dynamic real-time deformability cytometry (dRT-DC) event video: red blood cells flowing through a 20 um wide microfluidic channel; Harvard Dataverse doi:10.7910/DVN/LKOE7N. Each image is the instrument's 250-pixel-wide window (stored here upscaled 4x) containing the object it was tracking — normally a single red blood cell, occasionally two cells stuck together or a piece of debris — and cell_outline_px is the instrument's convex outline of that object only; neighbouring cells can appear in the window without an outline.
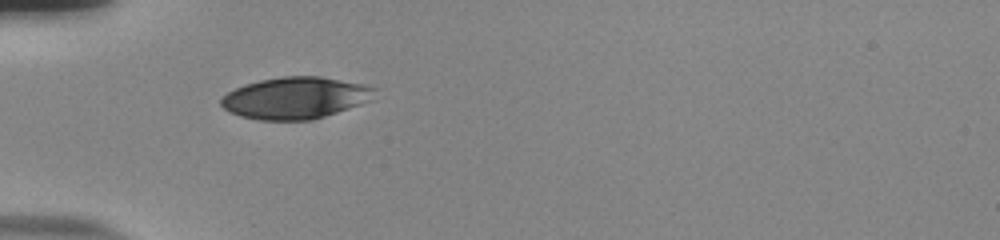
{"species": "human", "species_latin": "Homo sapiens", "temperature_condition": "room temperature", "stored_images_in_passage": 37, "camera_frame_rate_fps": 3000, "um_per_image_px": 0.085, "donor": {"sex": "male"}, "frame": {"image": 1, "passage_image": 1, "time_ms": 0.0, "image_size_px": [1000, 240], "cell_outline_px": [[380, 88], [368, 100], [360, 104], [312, 120], [260, 120], [240, 116], [228, 112], [220, 104], [220, 100], [228, 92], [244, 84], [260, 80], [284, 76], [320, 76], [364, 84]], "centroid_in_image_um": [25.1, 8.32], "position_along_channel_um": 59.9, "area_um2": 37.28}}
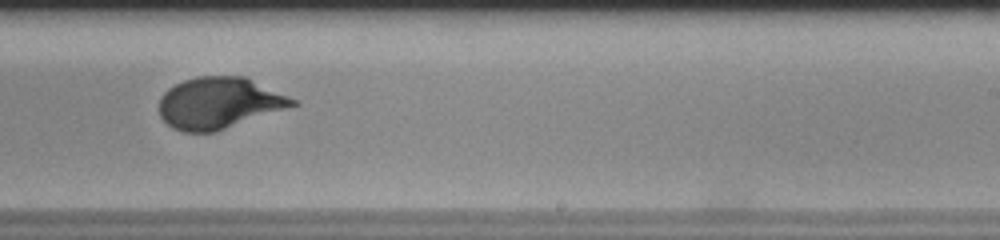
{"frame": {"image": 2, "passage_image": 18, "time_ms": 5.667, "image_size_px": [1000, 240], "cell_outline_px": [[300, 104], [216, 132], [184, 132], [172, 128], [160, 116], [160, 96], [168, 88], [184, 80], [196, 76], [244, 76], [288, 96], [296, 100]], "centroid_in_image_um": [18.61, 8.76], "position_along_channel_um": 270.4, "area_um2": 39.88}}
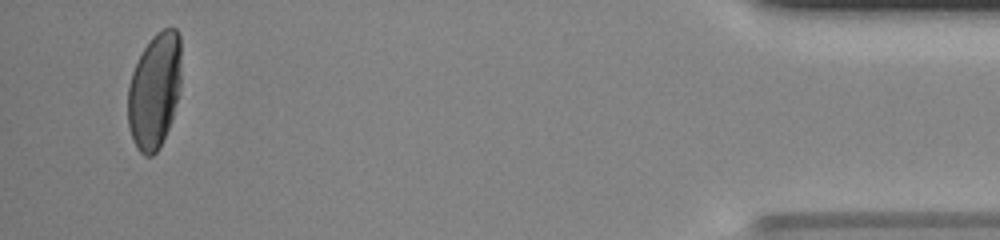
{"frame": {"image": 3, "passage_image": 35, "time_ms": 11.333, "image_size_px": [1000, 240], "cell_outline_px": [[180, 88], [172, 120], [160, 148], [152, 156], [144, 156], [136, 148], [132, 140], [128, 124], [128, 88], [132, 72], [144, 48], [152, 36], [156, 32], [164, 28], [176, 28], [180, 36]], "centroid_in_image_um": [13.13, 7.74], "position_along_channel_um": 422.1, "area_um2": 36.18}, "authors_computed_cell_mechanics": {"area_um2": 39.8242, "velocity_mm_per_s": 3.8618, "shape_relaxation_time_tau1_ms": 4.2937, "shape_relaxation_time_tau2_ms": null, "deformation_change_tau1": 0.1945, "deformation_change_tau2": null}}